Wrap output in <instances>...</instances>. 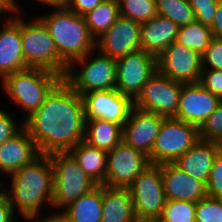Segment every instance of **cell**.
<instances>
[{
	"label": "cell",
	"mask_w": 222,
	"mask_h": 222,
	"mask_svg": "<svg viewBox=\"0 0 222 222\" xmlns=\"http://www.w3.org/2000/svg\"><path fill=\"white\" fill-rule=\"evenodd\" d=\"M161 176L166 200H183L197 203L207 196L206 184L174 163L161 164Z\"/></svg>",
	"instance_id": "d6986e66"
},
{
	"label": "cell",
	"mask_w": 222,
	"mask_h": 222,
	"mask_svg": "<svg viewBox=\"0 0 222 222\" xmlns=\"http://www.w3.org/2000/svg\"><path fill=\"white\" fill-rule=\"evenodd\" d=\"M11 114L0 108V144L14 137L24 128V120L18 122Z\"/></svg>",
	"instance_id": "8d00e7d4"
},
{
	"label": "cell",
	"mask_w": 222,
	"mask_h": 222,
	"mask_svg": "<svg viewBox=\"0 0 222 222\" xmlns=\"http://www.w3.org/2000/svg\"><path fill=\"white\" fill-rule=\"evenodd\" d=\"M206 190L208 196L222 199V152L214 159Z\"/></svg>",
	"instance_id": "d590c367"
},
{
	"label": "cell",
	"mask_w": 222,
	"mask_h": 222,
	"mask_svg": "<svg viewBox=\"0 0 222 222\" xmlns=\"http://www.w3.org/2000/svg\"><path fill=\"white\" fill-rule=\"evenodd\" d=\"M156 7L158 16L170 19L179 27L196 21L188 0H156Z\"/></svg>",
	"instance_id": "f1b7e54d"
},
{
	"label": "cell",
	"mask_w": 222,
	"mask_h": 222,
	"mask_svg": "<svg viewBox=\"0 0 222 222\" xmlns=\"http://www.w3.org/2000/svg\"><path fill=\"white\" fill-rule=\"evenodd\" d=\"M23 18L20 16V36L26 65L53 71L64 78L68 66L58 55L54 40L44 23L37 16L30 21Z\"/></svg>",
	"instance_id": "5b68a950"
},
{
	"label": "cell",
	"mask_w": 222,
	"mask_h": 222,
	"mask_svg": "<svg viewBox=\"0 0 222 222\" xmlns=\"http://www.w3.org/2000/svg\"><path fill=\"white\" fill-rule=\"evenodd\" d=\"M8 180L11 181V190L6 189L1 179L0 189L6 195L13 211L20 213L19 216L39 215L44 212L41 211L43 205L52 208L54 180L49 155L41 154L30 164L9 175Z\"/></svg>",
	"instance_id": "7a4b0ae2"
},
{
	"label": "cell",
	"mask_w": 222,
	"mask_h": 222,
	"mask_svg": "<svg viewBox=\"0 0 222 222\" xmlns=\"http://www.w3.org/2000/svg\"><path fill=\"white\" fill-rule=\"evenodd\" d=\"M220 0H188L195 12L196 21L211 26Z\"/></svg>",
	"instance_id": "836d02e7"
},
{
	"label": "cell",
	"mask_w": 222,
	"mask_h": 222,
	"mask_svg": "<svg viewBox=\"0 0 222 222\" xmlns=\"http://www.w3.org/2000/svg\"><path fill=\"white\" fill-rule=\"evenodd\" d=\"M122 134V125L102 119H89L85 124L84 142L110 152L122 141Z\"/></svg>",
	"instance_id": "d4e9b609"
},
{
	"label": "cell",
	"mask_w": 222,
	"mask_h": 222,
	"mask_svg": "<svg viewBox=\"0 0 222 222\" xmlns=\"http://www.w3.org/2000/svg\"><path fill=\"white\" fill-rule=\"evenodd\" d=\"M15 217L12 206L9 204L6 195L0 189V222H12Z\"/></svg>",
	"instance_id": "ab89813d"
},
{
	"label": "cell",
	"mask_w": 222,
	"mask_h": 222,
	"mask_svg": "<svg viewBox=\"0 0 222 222\" xmlns=\"http://www.w3.org/2000/svg\"><path fill=\"white\" fill-rule=\"evenodd\" d=\"M202 69L222 70V38H213L201 55Z\"/></svg>",
	"instance_id": "e575fe53"
},
{
	"label": "cell",
	"mask_w": 222,
	"mask_h": 222,
	"mask_svg": "<svg viewBox=\"0 0 222 222\" xmlns=\"http://www.w3.org/2000/svg\"><path fill=\"white\" fill-rule=\"evenodd\" d=\"M196 222H222V199L206 196L196 203Z\"/></svg>",
	"instance_id": "1f68e13d"
},
{
	"label": "cell",
	"mask_w": 222,
	"mask_h": 222,
	"mask_svg": "<svg viewBox=\"0 0 222 222\" xmlns=\"http://www.w3.org/2000/svg\"><path fill=\"white\" fill-rule=\"evenodd\" d=\"M210 27L213 37L222 38V0L218 2L215 17Z\"/></svg>",
	"instance_id": "60d3db41"
},
{
	"label": "cell",
	"mask_w": 222,
	"mask_h": 222,
	"mask_svg": "<svg viewBox=\"0 0 222 222\" xmlns=\"http://www.w3.org/2000/svg\"><path fill=\"white\" fill-rule=\"evenodd\" d=\"M16 0H8V6L10 9V12L12 13H20L22 11L21 8H19V5L17 4Z\"/></svg>",
	"instance_id": "f6af8a7d"
},
{
	"label": "cell",
	"mask_w": 222,
	"mask_h": 222,
	"mask_svg": "<svg viewBox=\"0 0 222 222\" xmlns=\"http://www.w3.org/2000/svg\"><path fill=\"white\" fill-rule=\"evenodd\" d=\"M157 70L182 84L199 83L202 58L198 52L175 41L157 57Z\"/></svg>",
	"instance_id": "4fadbf2b"
},
{
	"label": "cell",
	"mask_w": 222,
	"mask_h": 222,
	"mask_svg": "<svg viewBox=\"0 0 222 222\" xmlns=\"http://www.w3.org/2000/svg\"><path fill=\"white\" fill-rule=\"evenodd\" d=\"M196 203L183 200H166L157 222H196Z\"/></svg>",
	"instance_id": "4dcf8cb0"
},
{
	"label": "cell",
	"mask_w": 222,
	"mask_h": 222,
	"mask_svg": "<svg viewBox=\"0 0 222 222\" xmlns=\"http://www.w3.org/2000/svg\"><path fill=\"white\" fill-rule=\"evenodd\" d=\"M101 222H138L128 188L102 185Z\"/></svg>",
	"instance_id": "603a6c76"
},
{
	"label": "cell",
	"mask_w": 222,
	"mask_h": 222,
	"mask_svg": "<svg viewBox=\"0 0 222 222\" xmlns=\"http://www.w3.org/2000/svg\"><path fill=\"white\" fill-rule=\"evenodd\" d=\"M141 23L120 16L117 21L95 41V50L118 60L127 54L141 50Z\"/></svg>",
	"instance_id": "9a60e30c"
},
{
	"label": "cell",
	"mask_w": 222,
	"mask_h": 222,
	"mask_svg": "<svg viewBox=\"0 0 222 222\" xmlns=\"http://www.w3.org/2000/svg\"><path fill=\"white\" fill-rule=\"evenodd\" d=\"M48 155L53 165L52 209L62 211L97 186L68 152Z\"/></svg>",
	"instance_id": "52a82bcc"
},
{
	"label": "cell",
	"mask_w": 222,
	"mask_h": 222,
	"mask_svg": "<svg viewBox=\"0 0 222 222\" xmlns=\"http://www.w3.org/2000/svg\"><path fill=\"white\" fill-rule=\"evenodd\" d=\"M165 118L133 107L123 125L122 141L149 156Z\"/></svg>",
	"instance_id": "2e32d148"
},
{
	"label": "cell",
	"mask_w": 222,
	"mask_h": 222,
	"mask_svg": "<svg viewBox=\"0 0 222 222\" xmlns=\"http://www.w3.org/2000/svg\"><path fill=\"white\" fill-rule=\"evenodd\" d=\"M179 26L173 21L156 16L141 23L140 48L158 57L169 45L177 40Z\"/></svg>",
	"instance_id": "7402d4cb"
},
{
	"label": "cell",
	"mask_w": 222,
	"mask_h": 222,
	"mask_svg": "<svg viewBox=\"0 0 222 222\" xmlns=\"http://www.w3.org/2000/svg\"><path fill=\"white\" fill-rule=\"evenodd\" d=\"M63 80L57 73L43 68H27L7 75L2 90L28 117L45 101L50 92Z\"/></svg>",
	"instance_id": "277c9868"
},
{
	"label": "cell",
	"mask_w": 222,
	"mask_h": 222,
	"mask_svg": "<svg viewBox=\"0 0 222 222\" xmlns=\"http://www.w3.org/2000/svg\"><path fill=\"white\" fill-rule=\"evenodd\" d=\"M55 212L54 213L50 212V215H35V216L39 219L40 222H69L67 216L62 211L58 212L55 211Z\"/></svg>",
	"instance_id": "b9f144b4"
},
{
	"label": "cell",
	"mask_w": 222,
	"mask_h": 222,
	"mask_svg": "<svg viewBox=\"0 0 222 222\" xmlns=\"http://www.w3.org/2000/svg\"><path fill=\"white\" fill-rule=\"evenodd\" d=\"M219 144H220V152H222V141Z\"/></svg>",
	"instance_id": "7dc6e473"
},
{
	"label": "cell",
	"mask_w": 222,
	"mask_h": 222,
	"mask_svg": "<svg viewBox=\"0 0 222 222\" xmlns=\"http://www.w3.org/2000/svg\"><path fill=\"white\" fill-rule=\"evenodd\" d=\"M149 165L147 155L121 141L108 152L103 185L110 188H128Z\"/></svg>",
	"instance_id": "8fae6325"
},
{
	"label": "cell",
	"mask_w": 222,
	"mask_h": 222,
	"mask_svg": "<svg viewBox=\"0 0 222 222\" xmlns=\"http://www.w3.org/2000/svg\"><path fill=\"white\" fill-rule=\"evenodd\" d=\"M138 222H157L166 198L161 176V164H150L128 187Z\"/></svg>",
	"instance_id": "ba28073f"
},
{
	"label": "cell",
	"mask_w": 222,
	"mask_h": 222,
	"mask_svg": "<svg viewBox=\"0 0 222 222\" xmlns=\"http://www.w3.org/2000/svg\"><path fill=\"white\" fill-rule=\"evenodd\" d=\"M219 152L220 144L218 142L200 139L174 164L190 176L207 184L214 159Z\"/></svg>",
	"instance_id": "44dd1931"
},
{
	"label": "cell",
	"mask_w": 222,
	"mask_h": 222,
	"mask_svg": "<svg viewBox=\"0 0 222 222\" xmlns=\"http://www.w3.org/2000/svg\"><path fill=\"white\" fill-rule=\"evenodd\" d=\"M220 98L199 83L183 84L176 119L200 128L215 111Z\"/></svg>",
	"instance_id": "e0dca14e"
},
{
	"label": "cell",
	"mask_w": 222,
	"mask_h": 222,
	"mask_svg": "<svg viewBox=\"0 0 222 222\" xmlns=\"http://www.w3.org/2000/svg\"><path fill=\"white\" fill-rule=\"evenodd\" d=\"M200 140L199 128L174 117L165 118L156 137L150 164L174 163Z\"/></svg>",
	"instance_id": "9c48e42d"
},
{
	"label": "cell",
	"mask_w": 222,
	"mask_h": 222,
	"mask_svg": "<svg viewBox=\"0 0 222 222\" xmlns=\"http://www.w3.org/2000/svg\"><path fill=\"white\" fill-rule=\"evenodd\" d=\"M6 12L10 13V9L8 6V0H0V19L1 20H2V17L5 16L4 13H6Z\"/></svg>",
	"instance_id": "ee69618b"
},
{
	"label": "cell",
	"mask_w": 222,
	"mask_h": 222,
	"mask_svg": "<svg viewBox=\"0 0 222 222\" xmlns=\"http://www.w3.org/2000/svg\"><path fill=\"white\" fill-rule=\"evenodd\" d=\"M24 120V128L40 154L68 152L84 141L85 113L82 96L62 80L44 103Z\"/></svg>",
	"instance_id": "6da1fadb"
},
{
	"label": "cell",
	"mask_w": 222,
	"mask_h": 222,
	"mask_svg": "<svg viewBox=\"0 0 222 222\" xmlns=\"http://www.w3.org/2000/svg\"><path fill=\"white\" fill-rule=\"evenodd\" d=\"M62 212L69 222H101L102 185H97L90 192L79 197Z\"/></svg>",
	"instance_id": "484cf974"
},
{
	"label": "cell",
	"mask_w": 222,
	"mask_h": 222,
	"mask_svg": "<svg viewBox=\"0 0 222 222\" xmlns=\"http://www.w3.org/2000/svg\"><path fill=\"white\" fill-rule=\"evenodd\" d=\"M10 14V17H8ZM15 14V15H14ZM8 17V18H7ZM7 18V19H6ZM0 23V80L29 68L26 65L20 36V13H6Z\"/></svg>",
	"instance_id": "ac0fdd59"
},
{
	"label": "cell",
	"mask_w": 222,
	"mask_h": 222,
	"mask_svg": "<svg viewBox=\"0 0 222 222\" xmlns=\"http://www.w3.org/2000/svg\"><path fill=\"white\" fill-rule=\"evenodd\" d=\"M120 17L119 3L103 0L97 7L84 15L90 34L97 39Z\"/></svg>",
	"instance_id": "4316f807"
},
{
	"label": "cell",
	"mask_w": 222,
	"mask_h": 222,
	"mask_svg": "<svg viewBox=\"0 0 222 222\" xmlns=\"http://www.w3.org/2000/svg\"><path fill=\"white\" fill-rule=\"evenodd\" d=\"M40 155L36 143L23 128L14 137L0 144V173L8 177Z\"/></svg>",
	"instance_id": "ffe728a7"
},
{
	"label": "cell",
	"mask_w": 222,
	"mask_h": 222,
	"mask_svg": "<svg viewBox=\"0 0 222 222\" xmlns=\"http://www.w3.org/2000/svg\"><path fill=\"white\" fill-rule=\"evenodd\" d=\"M182 86V83L171 80L156 70L133 100V106L166 118L175 117Z\"/></svg>",
	"instance_id": "30bf717a"
},
{
	"label": "cell",
	"mask_w": 222,
	"mask_h": 222,
	"mask_svg": "<svg viewBox=\"0 0 222 222\" xmlns=\"http://www.w3.org/2000/svg\"><path fill=\"white\" fill-rule=\"evenodd\" d=\"M49 12L38 15V18L48 29L58 55L68 67L75 60L95 50L96 39L90 34L84 16L67 7L52 8Z\"/></svg>",
	"instance_id": "3957f363"
},
{
	"label": "cell",
	"mask_w": 222,
	"mask_h": 222,
	"mask_svg": "<svg viewBox=\"0 0 222 222\" xmlns=\"http://www.w3.org/2000/svg\"><path fill=\"white\" fill-rule=\"evenodd\" d=\"M157 70V57L139 50L116 60V88L134 100Z\"/></svg>",
	"instance_id": "7c38bea8"
},
{
	"label": "cell",
	"mask_w": 222,
	"mask_h": 222,
	"mask_svg": "<svg viewBox=\"0 0 222 222\" xmlns=\"http://www.w3.org/2000/svg\"><path fill=\"white\" fill-rule=\"evenodd\" d=\"M199 84L222 99V70L202 69Z\"/></svg>",
	"instance_id": "74e56055"
},
{
	"label": "cell",
	"mask_w": 222,
	"mask_h": 222,
	"mask_svg": "<svg viewBox=\"0 0 222 222\" xmlns=\"http://www.w3.org/2000/svg\"><path fill=\"white\" fill-rule=\"evenodd\" d=\"M19 217H23L22 219H23V221L26 219L27 220V222H40L39 221V219L36 217V216H19ZM15 221V219L12 221V222H14ZM26 222V221H25Z\"/></svg>",
	"instance_id": "bcb514c9"
},
{
	"label": "cell",
	"mask_w": 222,
	"mask_h": 222,
	"mask_svg": "<svg viewBox=\"0 0 222 222\" xmlns=\"http://www.w3.org/2000/svg\"><path fill=\"white\" fill-rule=\"evenodd\" d=\"M95 52H98L97 56L96 54L94 56ZM77 69L78 71H75ZM63 80L81 96L92 91L114 90L116 88V60L93 50L75 60L68 67Z\"/></svg>",
	"instance_id": "8992f818"
},
{
	"label": "cell",
	"mask_w": 222,
	"mask_h": 222,
	"mask_svg": "<svg viewBox=\"0 0 222 222\" xmlns=\"http://www.w3.org/2000/svg\"><path fill=\"white\" fill-rule=\"evenodd\" d=\"M111 1H114V2L120 3L122 0H111Z\"/></svg>",
	"instance_id": "c3c4849f"
},
{
	"label": "cell",
	"mask_w": 222,
	"mask_h": 222,
	"mask_svg": "<svg viewBox=\"0 0 222 222\" xmlns=\"http://www.w3.org/2000/svg\"><path fill=\"white\" fill-rule=\"evenodd\" d=\"M68 153L91 180L97 185L104 184L108 152L81 141L69 150Z\"/></svg>",
	"instance_id": "cb8c5ba5"
},
{
	"label": "cell",
	"mask_w": 222,
	"mask_h": 222,
	"mask_svg": "<svg viewBox=\"0 0 222 222\" xmlns=\"http://www.w3.org/2000/svg\"><path fill=\"white\" fill-rule=\"evenodd\" d=\"M102 1L103 0H69L66 7L74 13L84 16Z\"/></svg>",
	"instance_id": "f35d334b"
},
{
	"label": "cell",
	"mask_w": 222,
	"mask_h": 222,
	"mask_svg": "<svg viewBox=\"0 0 222 222\" xmlns=\"http://www.w3.org/2000/svg\"><path fill=\"white\" fill-rule=\"evenodd\" d=\"M199 137L205 141L218 143L222 141V99H220L215 111L199 128Z\"/></svg>",
	"instance_id": "d6a6232c"
},
{
	"label": "cell",
	"mask_w": 222,
	"mask_h": 222,
	"mask_svg": "<svg viewBox=\"0 0 222 222\" xmlns=\"http://www.w3.org/2000/svg\"><path fill=\"white\" fill-rule=\"evenodd\" d=\"M35 1L42 5L48 6L49 8H62L67 6L69 0H35Z\"/></svg>",
	"instance_id": "7bdbcfd3"
},
{
	"label": "cell",
	"mask_w": 222,
	"mask_h": 222,
	"mask_svg": "<svg viewBox=\"0 0 222 222\" xmlns=\"http://www.w3.org/2000/svg\"><path fill=\"white\" fill-rule=\"evenodd\" d=\"M85 120L102 119L124 125L132 110L133 100L117 89L92 91L82 95Z\"/></svg>",
	"instance_id": "5bb4252c"
},
{
	"label": "cell",
	"mask_w": 222,
	"mask_h": 222,
	"mask_svg": "<svg viewBox=\"0 0 222 222\" xmlns=\"http://www.w3.org/2000/svg\"><path fill=\"white\" fill-rule=\"evenodd\" d=\"M120 16L139 23L155 18L157 7L155 0H122L119 3Z\"/></svg>",
	"instance_id": "f546056e"
},
{
	"label": "cell",
	"mask_w": 222,
	"mask_h": 222,
	"mask_svg": "<svg viewBox=\"0 0 222 222\" xmlns=\"http://www.w3.org/2000/svg\"><path fill=\"white\" fill-rule=\"evenodd\" d=\"M213 38L210 26L194 21L186 26L179 27L176 42L202 55Z\"/></svg>",
	"instance_id": "83f0119b"
}]
</instances>
